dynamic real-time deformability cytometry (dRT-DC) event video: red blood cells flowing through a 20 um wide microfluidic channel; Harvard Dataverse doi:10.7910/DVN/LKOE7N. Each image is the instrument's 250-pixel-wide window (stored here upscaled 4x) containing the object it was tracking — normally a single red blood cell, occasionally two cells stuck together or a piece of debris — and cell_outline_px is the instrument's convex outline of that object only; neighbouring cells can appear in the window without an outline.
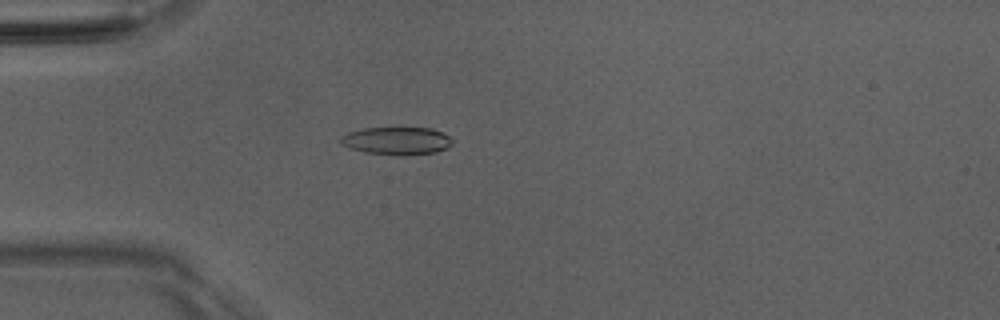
{"species": "Egyptian fruit bat (a non-hibernating species)", "species_latin": "Rousettus aegyptiacus", "temperature_condition": "room temperature", "stored_images_in_passage": 46, "camera_frame_rate_fps": 3000, "um_per_image_px": 0.085, "animal": {"sex": "male"}, "frame": {"image": 1, "passage_image": 10, "time_ms": 3.0, "image_size_px": [1000, 320], "cell_outline_px": [[452, 144], [436, 152], [404, 156], [400, 156], [364, 152], [352, 148], [344, 144], [340, 140], [340, 136], [348, 132], [364, 128], [428, 128], [440, 132], [448, 136], [452, 140]], "centroid_in_image_um": [33.71, 11.98], "position_along_channel_um": 51.3, "area_um2": 17.86}}
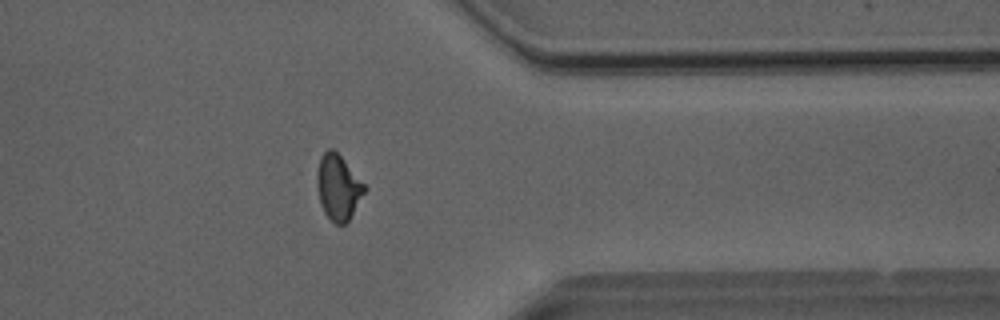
{"frame": {"image": 2, "passage_image": 36, "time_ms": 11.667, "image_size_px": [1000, 320], "cell_outline_px": [[368, 188], [348, 220], [344, 224], [336, 224], [324, 212], [320, 204], [316, 184], [316, 176], [320, 156], [328, 148], [332, 148], [344, 160]], "centroid_in_image_um": [28.73, 15.9], "position_along_channel_um": 382.7, "area_um2": 17.98}}
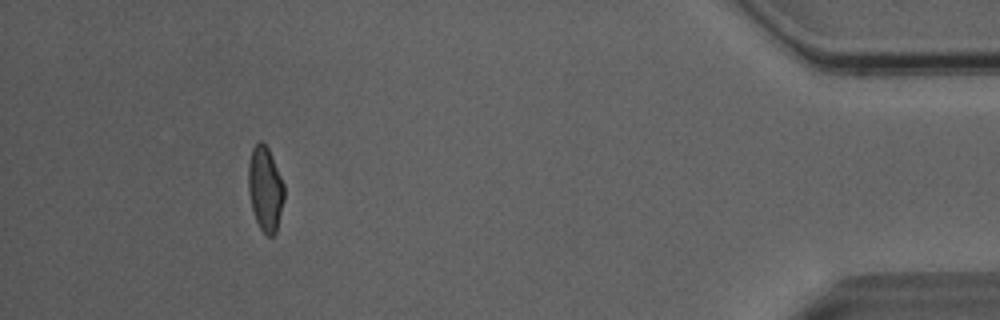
{"frame": {"image": 3, "passage_image": 42, "time_ms": 13.667, "image_size_px": [1000, 320], "cell_outline_px": [[284, 200], [276, 232], [272, 236], [268, 236], [260, 228], [256, 220], [252, 208], [248, 192], [248, 164], [252, 148], [260, 140], [264, 140], [268, 148], [284, 184]], "centroid_in_image_um": [22.54, 16.03], "position_along_channel_um": 412.7, "area_um2": 17.69}, "authors_computed_cell_mechanics": {"area_um2": 17.9469, "velocity_mm_per_s": 4.079, "shape_relaxation_time_tau1_ms": 4.5638, "shape_relaxation_time_tau2_ms": 1.8403, "deformation_change_tau1": 0.1761, "deformation_change_tau2": 0.0749}}